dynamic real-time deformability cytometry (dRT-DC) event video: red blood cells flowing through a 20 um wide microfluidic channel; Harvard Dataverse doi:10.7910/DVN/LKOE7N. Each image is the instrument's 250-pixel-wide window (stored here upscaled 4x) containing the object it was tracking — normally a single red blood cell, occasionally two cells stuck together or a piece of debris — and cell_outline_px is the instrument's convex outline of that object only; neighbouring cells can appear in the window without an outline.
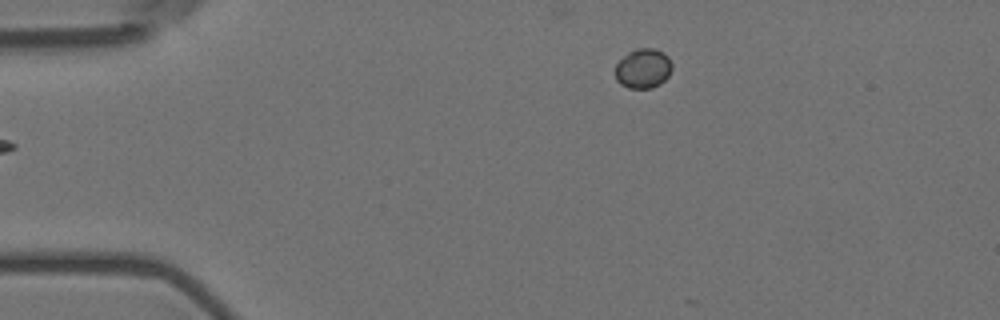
{"species": "Egyptian fruit bat (a non-hibernating species)", "species_latin": "Rousettus aegyptiacus", "temperature_condition": "room temperature", "stored_images_in_passage": 2, "camera_frame_rate_fps": 3000, "um_per_image_px": 0.085, "animal": {"sex": "female"}, "frame": {"image": 1, "passage_image": 1, "time_ms": 0.0, "image_size_px": [1000, 320], "cell_outline_px": [[672, 68], [668, 76], [660, 84], [652, 88], [628, 88], [620, 84], [616, 80], [616, 64], [628, 52], [636, 48], [652, 48], [664, 52], [668, 56], [672, 64]], "centroid_in_image_um": [54.67, 5.82], "position_along_channel_um": 30.3, "area_um2": 13.18}}